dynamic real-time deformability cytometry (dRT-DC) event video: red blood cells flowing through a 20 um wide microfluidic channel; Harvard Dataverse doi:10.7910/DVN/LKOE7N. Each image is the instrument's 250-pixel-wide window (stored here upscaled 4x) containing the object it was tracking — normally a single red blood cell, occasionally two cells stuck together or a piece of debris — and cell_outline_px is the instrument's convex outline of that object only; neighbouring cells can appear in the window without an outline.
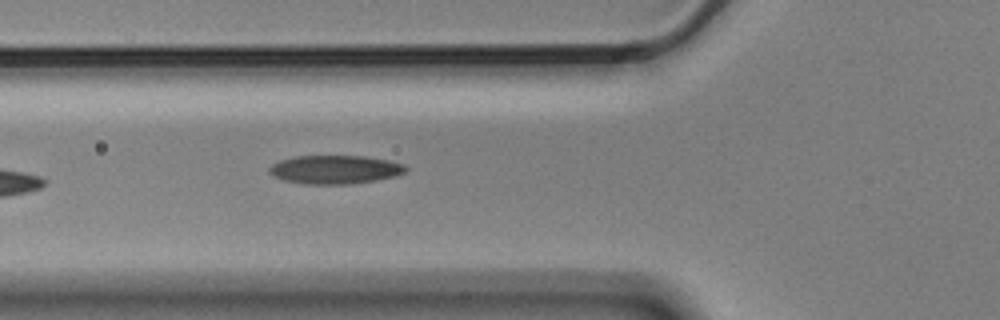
{"species": "Egyptian fruit bat (a non-hibernating species)", "species_latin": "Rousettus aegyptiacus", "temperature_condition": "cold", "stored_images_in_passage": 6, "camera_frame_rate_fps": 3000, "um_per_image_px": 0.085, "animal": {"sex": "male"}, "frame": {"image": 1, "passage_image": 6, "time_ms": 1.667, "image_size_px": [1000, 320], "cell_outline_px": [[408, 168], [404, 172], [396, 176], [376, 180], [348, 184], [304, 184], [284, 180], [272, 176], [268, 172], [268, 168], [272, 164], [280, 160], [296, 156], [364, 156], [388, 160], [404, 164]], "centroid_in_image_um": [28.45, 14.41], "position_along_channel_um": 97.3, "area_um2": 22.77}}